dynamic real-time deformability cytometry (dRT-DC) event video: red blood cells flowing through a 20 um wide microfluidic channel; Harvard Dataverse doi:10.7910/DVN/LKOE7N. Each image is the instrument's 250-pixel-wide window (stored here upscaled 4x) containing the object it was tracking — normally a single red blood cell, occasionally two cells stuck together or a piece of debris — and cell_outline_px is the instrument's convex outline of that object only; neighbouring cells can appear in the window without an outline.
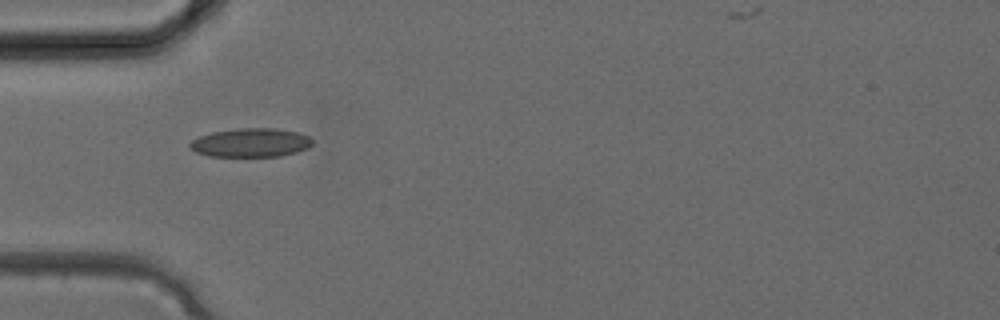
{"species": "common noctule bat (a hibernating species)", "species_latin": "Nyctalus noctula", "temperature_condition": "cold", "stored_images_in_passage": 2, "camera_frame_rate_fps": 3000, "um_per_image_px": 0.085, "animal": {"sex": "female", "body_mass_g": 24.6, "forearm_length_mm": 56.2}, "frame": {"image": 1, "passage_image": 2, "time_ms": 0.333, "image_size_px": [1000, 320], "cell_outline_px": [[312, 144], [308, 148], [296, 152], [280, 156], [208, 156], [196, 152], [188, 144], [192, 140], [200, 136], [212, 132], [240, 128], [276, 128], [296, 132], [308, 136], [312, 140]], "centroid_in_image_um": [21.32, 12.12], "position_along_channel_um": 63.7, "area_um2": 20.4}}